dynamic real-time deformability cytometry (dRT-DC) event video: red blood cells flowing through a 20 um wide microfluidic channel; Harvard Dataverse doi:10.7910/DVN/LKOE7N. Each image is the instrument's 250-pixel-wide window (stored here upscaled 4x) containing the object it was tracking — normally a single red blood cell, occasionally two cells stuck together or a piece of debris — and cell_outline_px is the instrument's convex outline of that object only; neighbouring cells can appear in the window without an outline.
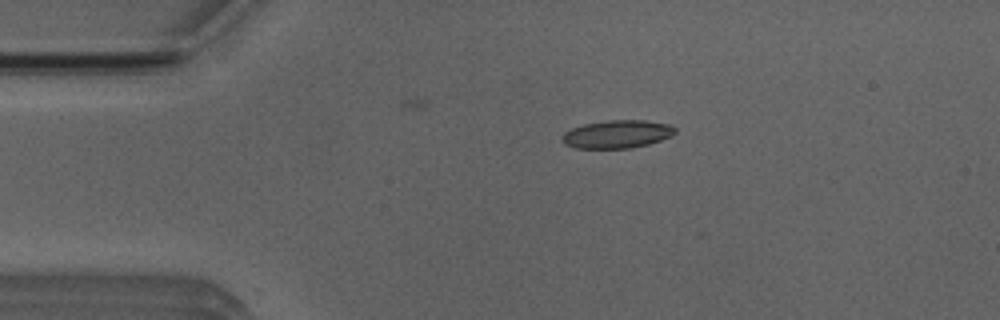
{"species": "Egyptian fruit bat (a non-hibernating species)", "species_latin": "Rousettus aegyptiacus", "temperature_condition": "room temperature", "stored_images_in_passage": 7, "camera_frame_rate_fps": 3000, "um_per_image_px": 0.085, "animal": {"sex": "male"}, "frame": {"image": 1, "passage_image": 1, "time_ms": 0.0, "image_size_px": [1000, 320], "cell_outline_px": [[676, 132], [672, 136], [648, 144], [632, 148], [576, 148], [564, 144], [564, 132], [572, 128], [584, 124], [608, 120], [644, 120], [672, 124], [676, 128]], "centroid_in_image_um": [52.51, 11.39], "position_along_channel_um": 32.5, "area_um2": 18.44}}